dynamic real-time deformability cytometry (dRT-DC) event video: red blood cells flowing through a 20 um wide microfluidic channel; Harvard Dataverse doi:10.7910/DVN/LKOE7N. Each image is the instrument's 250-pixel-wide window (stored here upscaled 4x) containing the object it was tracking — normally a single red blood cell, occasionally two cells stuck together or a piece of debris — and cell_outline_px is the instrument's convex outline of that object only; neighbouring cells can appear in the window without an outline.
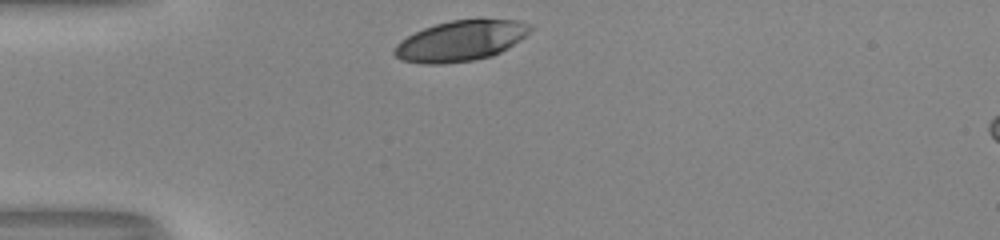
{"species": "human", "species_latin": "Homo sapiens", "temperature_condition": "room temperature", "stored_images_in_passage": 28, "camera_frame_rate_fps": 3000, "um_per_image_px": 0.085, "donor": {"sex": "male"}, "frame": {"image": 1, "passage_image": 1, "time_ms": 0.0, "image_size_px": [1000, 240], "cell_outline_px": [[532, 28], [520, 40], [500, 52], [492, 56], [472, 60], [444, 64], [420, 64], [400, 60], [392, 52], [392, 48], [400, 40], [424, 28], [436, 24], [452, 20], [480, 16], [516, 20], [532, 24]], "centroid_in_image_um": [39.16, 3.43], "position_along_channel_um": 45.8, "area_um2": 32.83}}
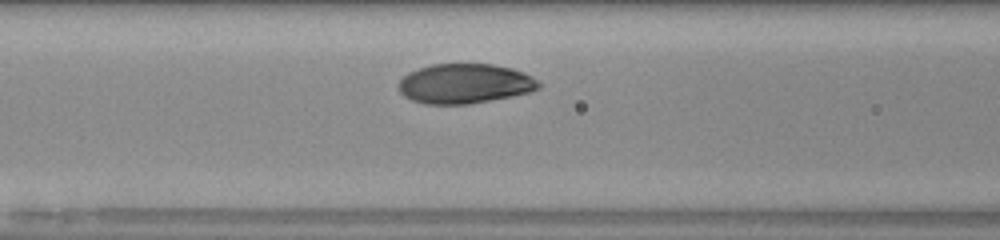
{"frame": {"image": 2, "passage_image": 9, "time_ms": 2.667, "image_size_px": [1000, 240], "cell_outline_px": [[544, 84], [540, 88], [532, 92], [512, 96], [468, 104], [424, 104], [412, 100], [404, 96], [400, 92], [400, 80], [408, 72], [432, 64], [492, 64], [512, 68], [524, 72], [532, 76]], "centroid_in_image_um": [39.56, 7.11], "position_along_channel_um": 127.0, "area_um2": 32.6}}
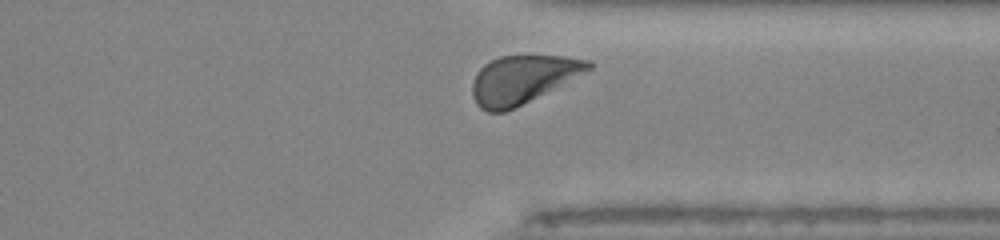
{"frame": {"image": 3, "passage_image": 27, "time_ms": 8.667, "image_size_px": [1000, 240], "cell_outline_px": [[592, 68], [504, 112], [488, 112], [480, 108], [476, 104], [472, 96], [472, 84], [476, 72], [484, 64], [500, 56], [564, 56], [592, 60]], "centroid_in_image_um": [44.36, 6.73], "position_along_channel_um": 367.0, "area_um2": 31.73}, "authors_computed_cell_mechanics": {"area_um2": 32.8593, "velocity_mm_per_s": 3.9946, "shape_relaxation_time_tau1_ms": 2.674, "shape_relaxation_time_tau2_ms": null, "deformation_change_tau1": 0.1631, "deformation_change_tau2": null}}